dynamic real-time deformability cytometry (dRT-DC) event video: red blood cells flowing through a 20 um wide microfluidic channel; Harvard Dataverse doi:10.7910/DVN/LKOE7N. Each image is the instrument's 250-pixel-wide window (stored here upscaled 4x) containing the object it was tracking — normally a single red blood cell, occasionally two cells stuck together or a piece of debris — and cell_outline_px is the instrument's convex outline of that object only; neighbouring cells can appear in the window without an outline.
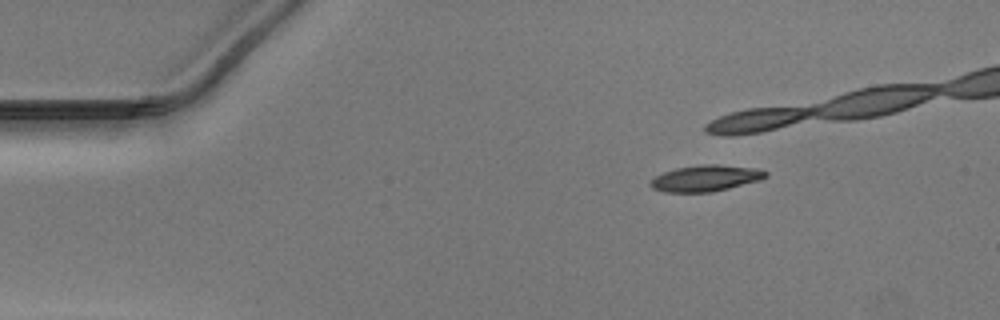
{"species": "Egyptian fruit bat (a non-hibernating species)", "species_latin": "Rousettus aegyptiacus", "temperature_condition": "warm", "stored_images_in_passage": 33, "camera_frame_rate_fps": 3000, "um_per_image_px": 0.085, "animal": {"sex": "male"}, "frame": {"image": 1, "passage_image": 1, "time_ms": 0.0, "image_size_px": [1000, 320], "cell_outline_px": [[768, 176], [760, 180], [712, 192], [664, 192], [652, 188], [652, 180], [656, 176], [664, 172], [676, 168], [700, 164], [716, 164], [752, 168], [768, 172]], "centroid_in_image_um": [59.99, 15.15], "position_along_channel_um": 25.0, "area_um2": 17.34}}